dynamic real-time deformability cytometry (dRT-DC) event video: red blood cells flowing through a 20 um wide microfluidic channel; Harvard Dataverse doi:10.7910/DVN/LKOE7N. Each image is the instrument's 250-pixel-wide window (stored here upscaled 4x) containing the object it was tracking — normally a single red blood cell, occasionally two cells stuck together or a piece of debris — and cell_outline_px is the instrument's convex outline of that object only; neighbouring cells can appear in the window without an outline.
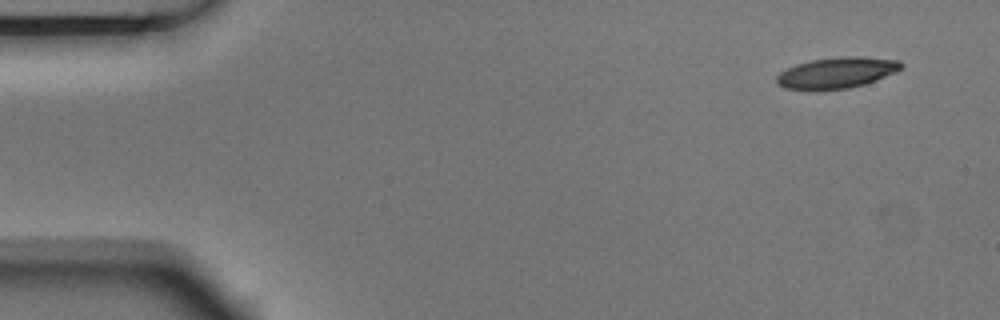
{"species": "Egyptian fruit bat (a non-hibernating species)", "species_latin": "Rousettus aegyptiacus", "temperature_condition": "room temperature", "stored_images_in_passage": 6, "camera_frame_rate_fps": 3000, "um_per_image_px": 0.085, "animal": {"sex": "male"}, "frame": {"image": 1, "passage_image": 1, "time_ms": 0.0, "image_size_px": [1000, 320], "cell_outline_px": [[904, 68], [896, 72], [876, 80], [864, 84], [848, 88], [808, 92], [784, 88], [776, 80], [776, 76], [780, 72], [796, 64], [812, 60], [840, 56], [860, 56], [900, 60], [904, 64]], "centroid_in_image_um": [71.13, 6.2], "position_along_channel_um": 13.9, "area_um2": 23.0}}
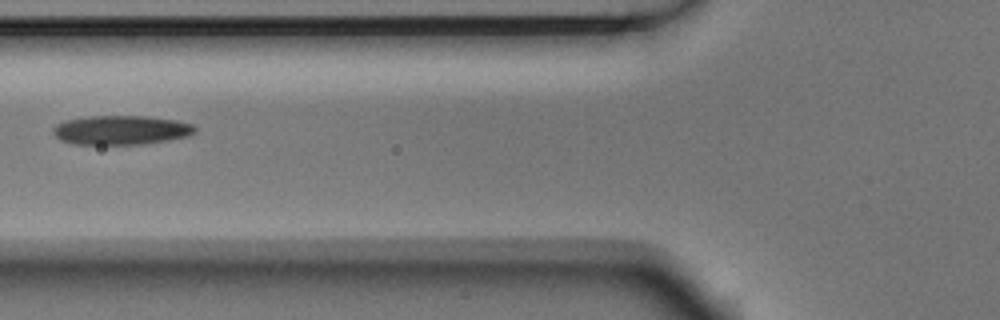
{"frame": {"image": 2, "passage_image": 5, "time_ms": 1.333, "image_size_px": [1000, 320], "cell_outline_px": [[196, 132], [188, 136], [140, 144], [72, 144], [60, 140], [52, 132], [52, 128], [56, 124], [64, 120], [88, 116], [148, 116], [176, 120], [192, 124], [196, 128]], "centroid_in_image_um": [10.25, 11.04], "position_along_channel_um": 115.6, "area_um2": 24.16}}
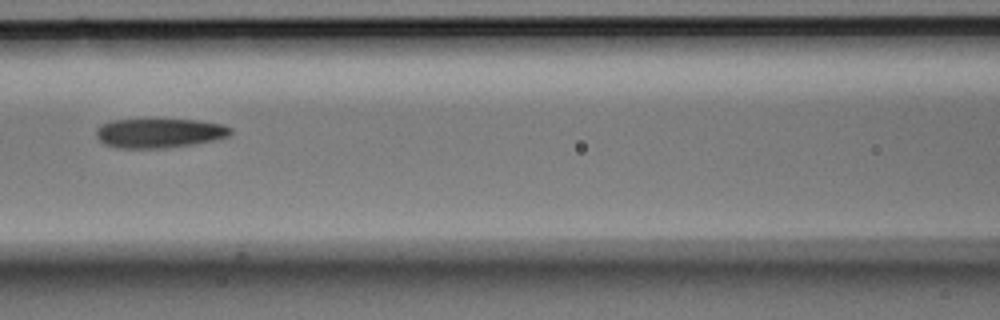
{"frame": {"image": 3, "passage_image": 6, "time_ms": 1.667, "image_size_px": [1000, 320], "cell_outline_px": [[232, 132], [228, 136], [212, 140], [192, 144], [160, 148], [120, 148], [104, 144], [96, 136], [96, 128], [100, 124], [112, 120], [196, 120], [220, 124], [232, 128]], "centroid_in_image_um": [13.5, 11.31], "position_along_channel_um": 153.1, "area_um2": 22.72}}